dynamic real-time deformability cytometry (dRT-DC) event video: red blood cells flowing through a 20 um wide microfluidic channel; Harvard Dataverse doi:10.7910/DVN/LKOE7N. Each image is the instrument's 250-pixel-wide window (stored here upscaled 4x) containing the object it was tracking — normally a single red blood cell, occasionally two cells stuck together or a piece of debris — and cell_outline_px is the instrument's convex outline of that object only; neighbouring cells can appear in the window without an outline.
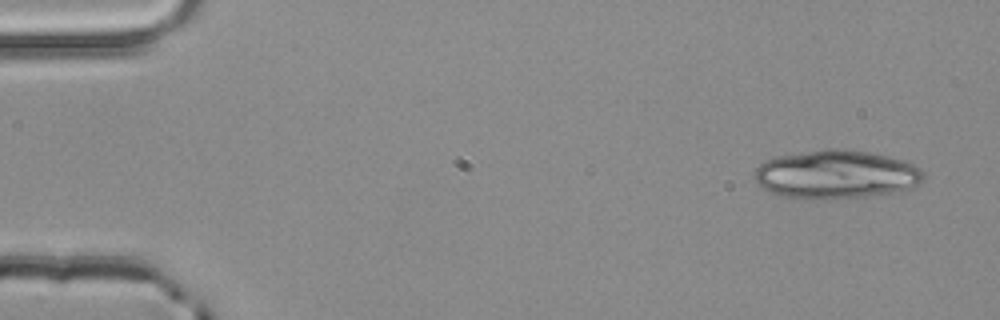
{"species": "common noctule bat (a hibernating species)", "species_latin": "Nyctalus noctula", "temperature_condition": "room temperature", "stored_images_in_passage": 3, "camera_frame_rate_fps": 3000, "um_per_image_px": 0.085, "animal": {"sex": "male", "body_mass_g": 20.4}, "frame": {"image": 1, "passage_image": 1, "time_ms": 0.0, "image_size_px": [1000, 320], "cell_outline_px": [[924, 180], [912, 188], [900, 192], [864, 196], [824, 200], [792, 200], [768, 192], [752, 176], [756, 168], [764, 160], [776, 156], [828, 148], [844, 148], [868, 152], [888, 156], [912, 164], [920, 168], [924, 172]], "centroid_in_image_um": [71.03, 14.85], "position_along_channel_um": 14.0, "area_um2": 48.73}}